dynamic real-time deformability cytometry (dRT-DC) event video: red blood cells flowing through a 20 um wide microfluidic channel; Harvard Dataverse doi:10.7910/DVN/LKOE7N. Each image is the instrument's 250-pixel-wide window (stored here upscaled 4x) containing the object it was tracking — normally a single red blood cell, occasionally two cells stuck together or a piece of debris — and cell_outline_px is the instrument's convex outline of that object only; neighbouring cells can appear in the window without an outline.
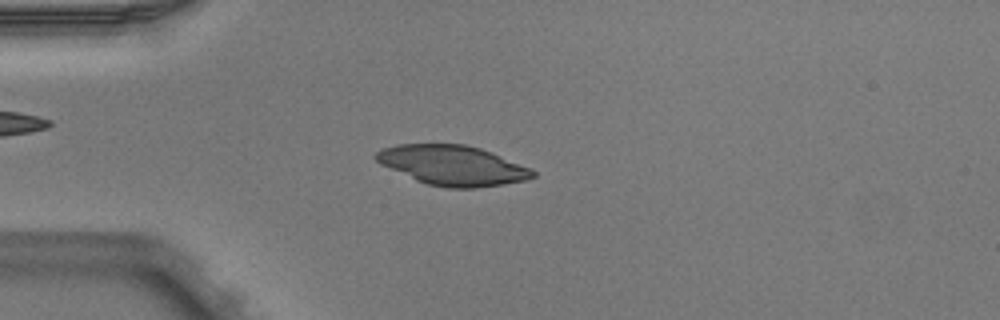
{"species": "Egyptian fruit bat (a non-hibernating species)", "species_latin": "Rousettus aegyptiacus", "temperature_condition": "warm", "stored_images_in_passage": 4, "camera_frame_rate_fps": 3000, "um_per_image_px": 0.085, "animal": {"sex": "male"}, "frame": {"image": 1, "passage_image": 3, "time_ms": 0.667, "image_size_px": [1000, 320], "cell_outline_px": [[536, 176], [524, 180], [504, 184], [476, 188], [448, 188], [428, 184], [416, 180], [380, 164], [372, 156], [376, 152], [384, 148], [396, 144], [464, 144], [480, 148], [492, 152], [532, 168], [536, 172]], "centroid_in_image_um": [38.48, 14.05], "position_along_channel_um": 46.5, "area_um2": 36.47}}